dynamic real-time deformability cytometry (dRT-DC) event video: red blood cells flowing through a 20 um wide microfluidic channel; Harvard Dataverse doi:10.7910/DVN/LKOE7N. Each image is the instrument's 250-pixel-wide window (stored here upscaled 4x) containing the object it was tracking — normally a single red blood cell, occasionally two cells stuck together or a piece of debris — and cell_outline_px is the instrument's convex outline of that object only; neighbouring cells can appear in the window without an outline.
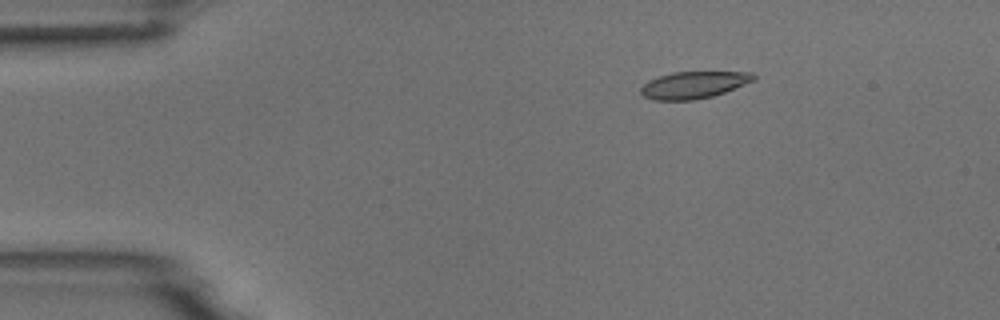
{"species": "common noctule bat (a hibernating species)", "species_latin": "Nyctalus noctula", "temperature_condition": "room temperature", "stored_images_in_passage": 4, "camera_frame_rate_fps": 3000, "um_per_image_px": 0.085, "animal": {"sex": "male", "body_mass_g": 18.8}, "frame": {"image": 1, "passage_image": 2, "time_ms": 1.333, "image_size_px": [1000, 320], "cell_outline_px": [[756, 80], [724, 92], [712, 96], [692, 100], [652, 100], [644, 96], [640, 92], [640, 88], [648, 80], [672, 72], [752, 72], [756, 76]], "centroid_in_image_um": [58.96, 7.21], "position_along_channel_um": 26.0, "area_um2": 17.69}}